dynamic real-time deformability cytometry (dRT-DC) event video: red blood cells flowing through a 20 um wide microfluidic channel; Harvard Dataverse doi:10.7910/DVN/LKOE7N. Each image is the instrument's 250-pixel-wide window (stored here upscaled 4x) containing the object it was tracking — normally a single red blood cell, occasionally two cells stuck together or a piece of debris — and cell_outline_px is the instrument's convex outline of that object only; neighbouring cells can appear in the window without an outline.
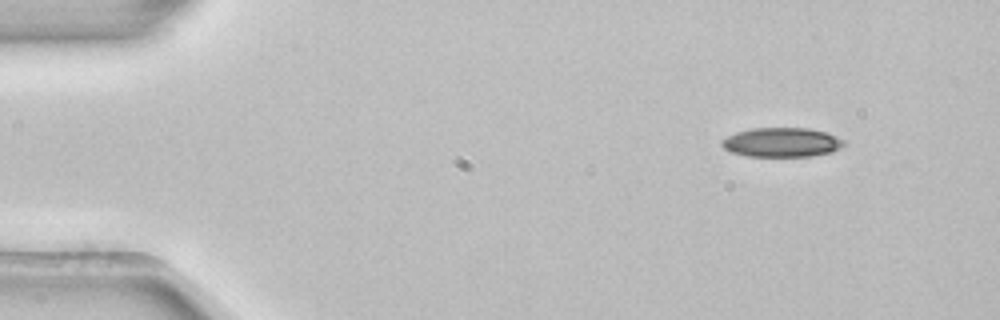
{"species": "common noctule bat (a hibernating species)", "species_latin": "Nyctalus noctula", "temperature_condition": "room temperature", "stored_images_in_passage": 3, "camera_frame_rate_fps": 3000, "um_per_image_px": 0.085, "animal": {"sex": "female", "body_mass_g": 22.7, "forearm_length_mm": 54.2}, "frame": {"image": 1, "passage_image": 1, "time_ms": 0.0, "image_size_px": [1000, 320], "cell_outline_px": [[848, 144], [832, 152], [812, 156], [748, 156], [732, 152], [724, 148], [720, 144], [720, 140], [736, 132], [752, 128], [808, 128], [824, 132], [836, 136], [844, 140]], "centroid_in_image_um": [66.46, 12.1], "position_along_channel_um": 18.5, "area_um2": 20.92}}
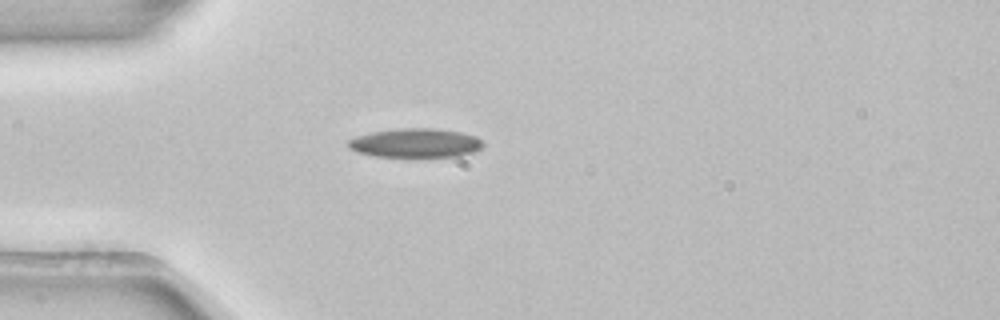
{"frame": {"image": 2, "passage_image": 3, "time_ms": 0.667, "image_size_px": [1000, 320], "cell_outline_px": [[484, 144], [480, 148], [472, 152], [460, 156], [376, 156], [356, 152], [348, 148], [348, 140], [356, 136], [372, 132], [400, 128], [436, 128], [460, 132], [476, 136]], "centroid_in_image_um": [35.29, 12.14], "position_along_channel_um": 49.7, "area_um2": 22.66}}